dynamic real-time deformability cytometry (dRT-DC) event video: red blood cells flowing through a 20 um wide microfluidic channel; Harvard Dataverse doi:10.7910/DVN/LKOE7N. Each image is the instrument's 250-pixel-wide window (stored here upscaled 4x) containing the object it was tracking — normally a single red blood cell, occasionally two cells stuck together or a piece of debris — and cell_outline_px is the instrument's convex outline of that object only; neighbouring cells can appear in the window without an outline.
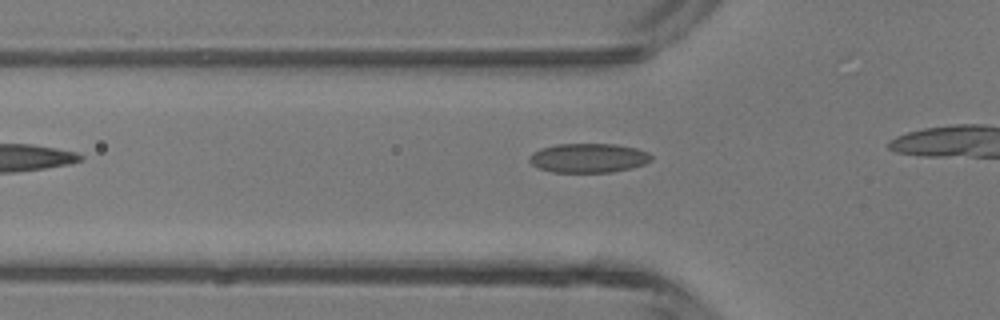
{"species": "common noctule bat (a hibernating species)", "species_latin": "Nyctalus noctula", "temperature_condition": "room temperature", "stored_images_in_passage": 4, "camera_frame_rate_fps": 3000, "um_per_image_px": 0.085, "animal": {"sex": "male", "body_mass_g": 13.3}, "frame": {"image": 1, "passage_image": 4, "time_ms": 1.0, "image_size_px": [1000, 320], "cell_outline_px": [[652, 160], [644, 164], [632, 168], [612, 172], [552, 172], [540, 168], [532, 164], [528, 160], [528, 156], [532, 152], [540, 148], [556, 144], [616, 144], [636, 148], [648, 152], [652, 156]], "centroid_in_image_um": [50.01, 13.42], "position_along_channel_um": 75.8, "area_um2": 20.92}}